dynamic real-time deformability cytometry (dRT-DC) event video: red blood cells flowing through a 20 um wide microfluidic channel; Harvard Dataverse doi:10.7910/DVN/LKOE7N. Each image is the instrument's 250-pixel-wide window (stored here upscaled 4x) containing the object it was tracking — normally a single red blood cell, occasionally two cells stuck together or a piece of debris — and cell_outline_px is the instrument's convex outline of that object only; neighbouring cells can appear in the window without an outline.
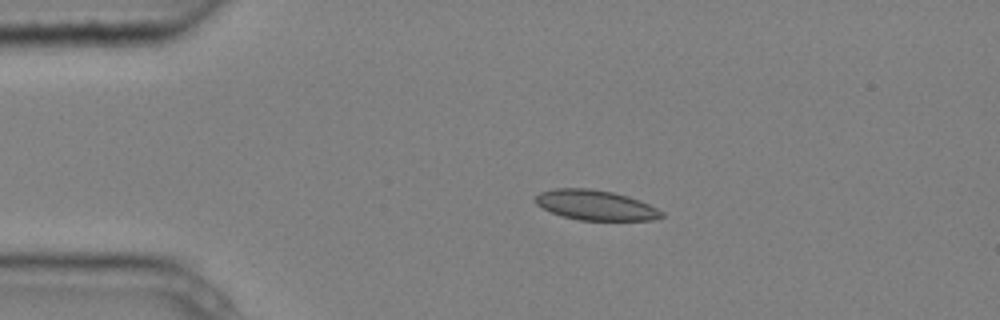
{"species": "common noctule bat (a hibernating species)", "species_latin": "Nyctalus noctula", "temperature_condition": "cold", "stored_images_in_passage": 4, "camera_frame_rate_fps": 3000, "um_per_image_px": 0.085, "animal": {"sex": "male", "body_mass_g": 20.4}, "frame": {"image": 1, "passage_image": 2, "time_ms": 0.333, "image_size_px": [1000, 320], "cell_outline_px": [[664, 216], [652, 220], [580, 220], [560, 216], [536, 204], [536, 196], [540, 192], [552, 188], [588, 188], [612, 192], [628, 196], [640, 200], [664, 212]], "centroid_in_image_um": [50.62, 17.43], "position_along_channel_um": 34.4, "area_um2": 22.02}}